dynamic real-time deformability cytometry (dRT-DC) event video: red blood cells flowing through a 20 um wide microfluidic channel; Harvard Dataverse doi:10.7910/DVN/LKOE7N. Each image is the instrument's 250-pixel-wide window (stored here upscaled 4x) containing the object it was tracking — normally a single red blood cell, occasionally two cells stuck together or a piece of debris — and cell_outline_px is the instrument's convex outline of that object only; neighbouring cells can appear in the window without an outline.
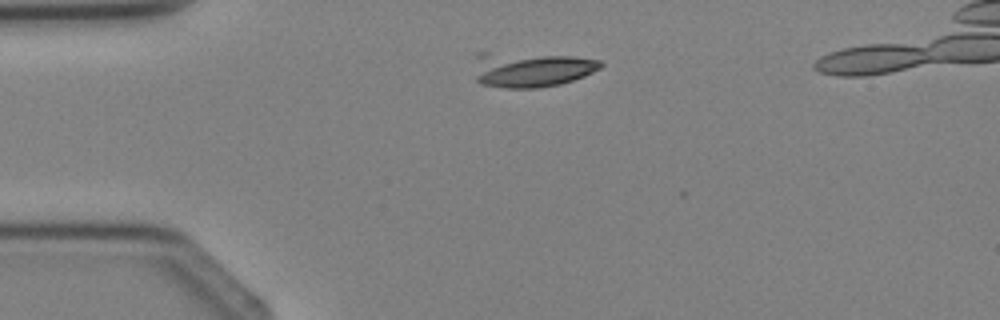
{"species": "Egyptian fruit bat (a non-hibernating species)", "species_latin": "Rousettus aegyptiacus", "temperature_condition": "cold", "stored_images_in_passage": 2, "camera_frame_rate_fps": 3000, "um_per_image_px": 0.085, "animal": {"sex": "female"}, "frame": {"image": 1, "passage_image": 1, "time_ms": 0.0, "image_size_px": [1000, 320], "cell_outline_px": [[604, 64], [600, 68], [584, 76], [560, 84], [536, 88], [504, 88], [480, 84], [476, 80], [476, 52], [488, 52], [572, 56], [600, 60]], "centroid_in_image_um": [45.11, 5.9], "position_along_channel_um": 39.9, "area_um2": 25.84}}